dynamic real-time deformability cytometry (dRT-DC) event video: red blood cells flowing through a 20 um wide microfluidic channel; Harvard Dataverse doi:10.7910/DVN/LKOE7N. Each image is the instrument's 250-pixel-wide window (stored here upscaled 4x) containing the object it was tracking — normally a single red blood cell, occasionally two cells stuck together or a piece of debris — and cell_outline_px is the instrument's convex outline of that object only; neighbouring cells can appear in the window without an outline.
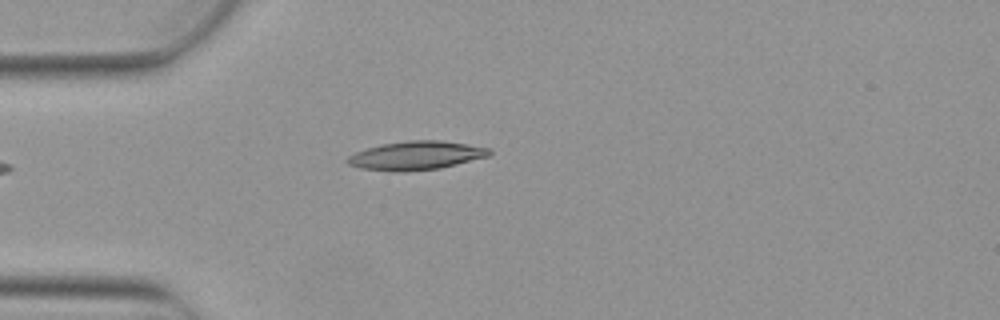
{"species": "Egyptian fruit bat (a non-hibernating species)", "species_latin": "Rousettus aegyptiacus", "temperature_condition": "warm", "stored_images_in_passage": 5, "camera_frame_rate_fps": 3000, "um_per_image_px": 0.085, "animal": {"sex": "female"}, "frame": {"image": 1, "passage_image": 5, "time_ms": 1.333, "image_size_px": [1000, 320], "cell_outline_px": [[492, 152], [488, 156], [440, 168], [404, 172], [396, 172], [360, 168], [348, 164], [344, 160], [348, 156], [356, 152], [380, 144], [408, 140], [440, 140], [488, 148]], "centroid_in_image_um": [35.31, 13.22], "position_along_channel_um": 49.7, "area_um2": 23.58}}